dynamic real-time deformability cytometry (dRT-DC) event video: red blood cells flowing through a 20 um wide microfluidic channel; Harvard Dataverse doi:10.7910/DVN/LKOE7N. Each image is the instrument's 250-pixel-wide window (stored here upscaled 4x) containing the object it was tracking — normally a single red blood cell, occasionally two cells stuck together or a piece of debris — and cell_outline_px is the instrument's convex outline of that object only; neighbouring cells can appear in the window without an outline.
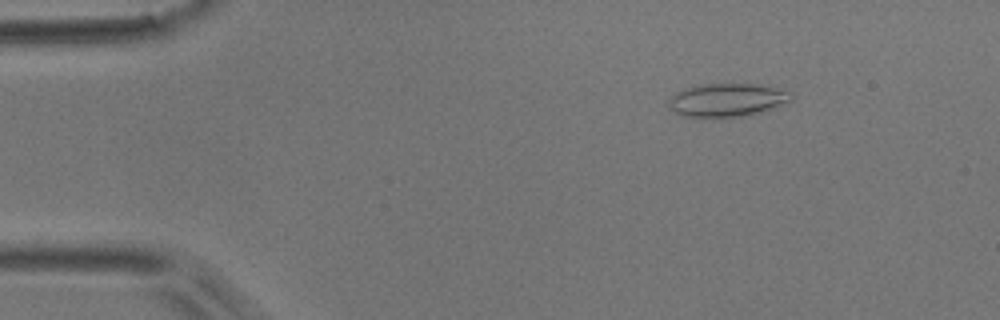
{"species": "common noctule bat (a hibernating species)", "species_latin": "Nyctalus noctula", "temperature_condition": "room temperature", "stored_images_in_passage": 49, "camera_frame_rate_fps": 3000, "um_per_image_px": 0.085, "animal": {"sex": "male", "body_mass_g": 17.9}, "frame": {"image": 1, "passage_image": 2, "time_ms": 0.333, "image_size_px": [1000, 320], "cell_outline_px": [[792, 100], [772, 108], [760, 112], [744, 116], [680, 116], [668, 104], [668, 100], [676, 92], [684, 88], [704, 84], [756, 84], [776, 88], [792, 92]], "centroid_in_image_um": [61.81, 8.48], "position_along_channel_um": 23.2, "area_um2": 23.35}}
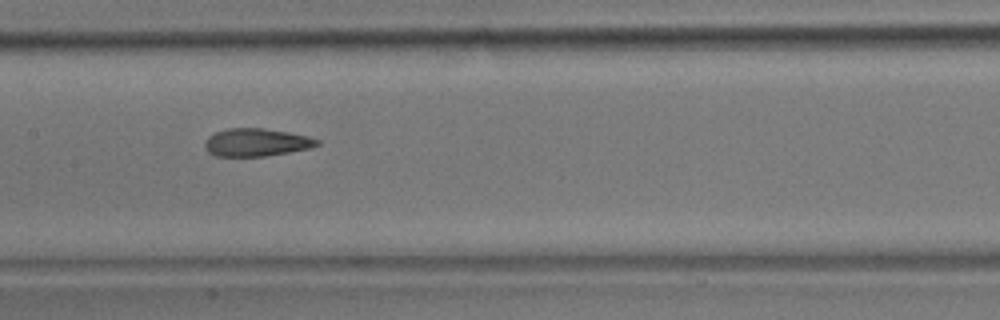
{"frame": {"image": 2, "passage_image": 21, "time_ms": 6.667, "image_size_px": [1000, 320], "cell_outline_px": [[320, 144], [312, 148], [264, 156], [216, 156], [208, 152], [204, 148], [204, 144], [208, 136], [216, 132], [228, 128], [264, 128], [288, 132], [308, 136], [320, 140]], "centroid_in_image_um": [21.79, 12.1], "position_along_channel_um": 185.6, "area_um2": 18.26}}
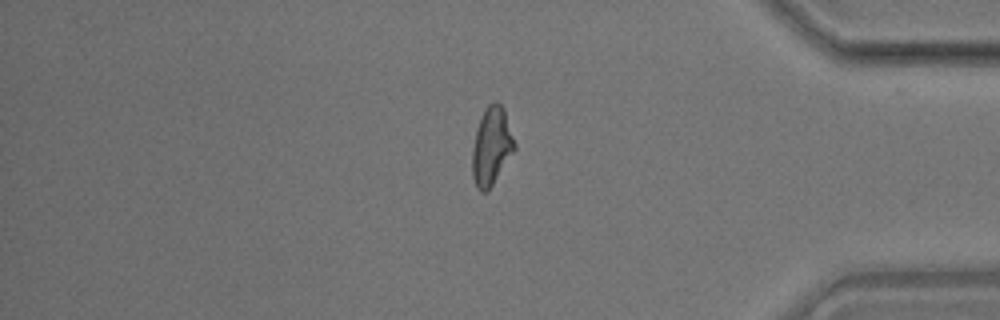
{"frame": {"image": 3, "passage_image": 40, "time_ms": 13.0, "image_size_px": [1000, 320], "cell_outline_px": [[516, 148], [492, 184], [484, 192], [480, 192], [476, 188], [472, 176], [472, 148], [476, 128], [484, 108], [492, 100], [496, 100], [504, 108], [516, 144]], "centroid_in_image_um": [41.76, 12.38], "position_along_channel_um": 393.4, "area_um2": 19.31}, "authors_computed_cell_mechanics": {"area_um2": 18.9584, "velocity_mm_per_s": 3.7071, "shape_relaxation_time_tau1_ms": null, "shape_relaxation_time_tau2_ms": 2.1337, "deformation_change_tau1": null, "deformation_change_tau2": 0.106}}